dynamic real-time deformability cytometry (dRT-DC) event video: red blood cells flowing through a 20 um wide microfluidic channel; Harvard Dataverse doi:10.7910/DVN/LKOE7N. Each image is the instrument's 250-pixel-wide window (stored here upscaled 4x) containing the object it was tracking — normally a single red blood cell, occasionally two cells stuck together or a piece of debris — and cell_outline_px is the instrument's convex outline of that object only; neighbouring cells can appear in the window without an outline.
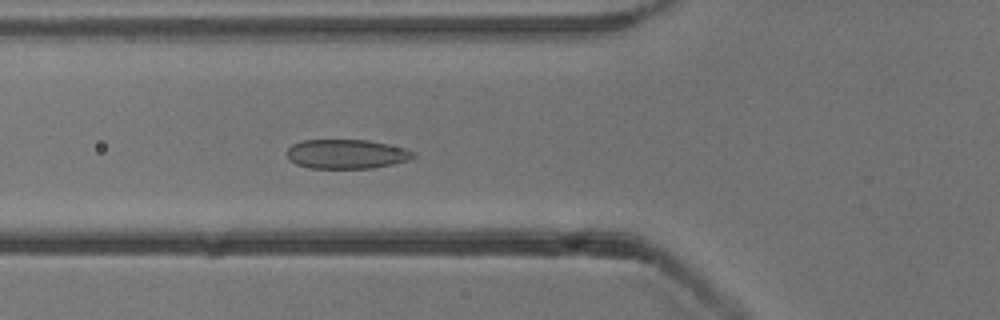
{"species": "common noctule bat (a hibernating species)", "species_latin": "Nyctalus noctula", "temperature_condition": "cold", "stored_images_in_passage": 31, "camera_frame_rate_fps": 3000, "um_per_image_px": 0.085, "animal": {"sex": "male", "body_mass_g": 13.3}, "frame": {"image": 1, "passage_image": 3, "time_ms": 0.667, "image_size_px": [1000, 320], "cell_outline_px": [[416, 156], [408, 160], [392, 164], [372, 168], [308, 168], [296, 164], [288, 160], [288, 148], [292, 144], [300, 140], [368, 140], [388, 144], [404, 148], [416, 152]], "centroid_in_image_um": [29.44, 13.09], "position_along_channel_um": 96.4, "area_um2": 21.68}}
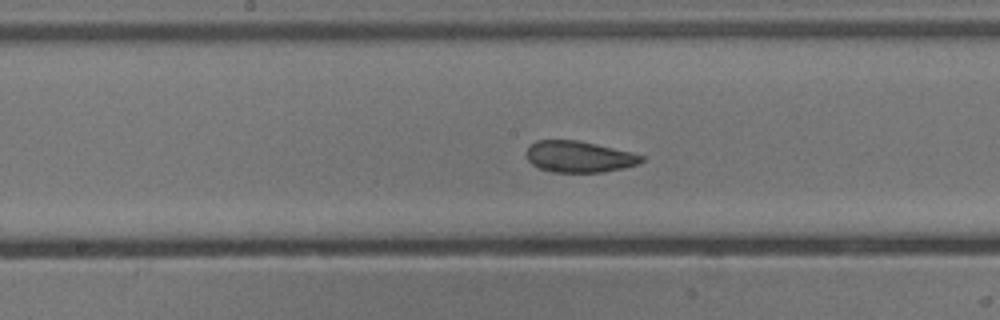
{"frame": {"image": 2, "passage_image": 11, "time_ms": 3.333, "image_size_px": [1000, 320], "cell_outline_px": [[644, 160], [636, 164], [624, 168], [600, 172], [552, 172], [540, 168], [532, 164], [528, 160], [528, 148], [536, 140], [576, 140], [596, 144], [644, 156]], "centroid_in_image_um": [49.2, 13.32], "position_along_channel_um": 199.0, "area_um2": 20.58}}
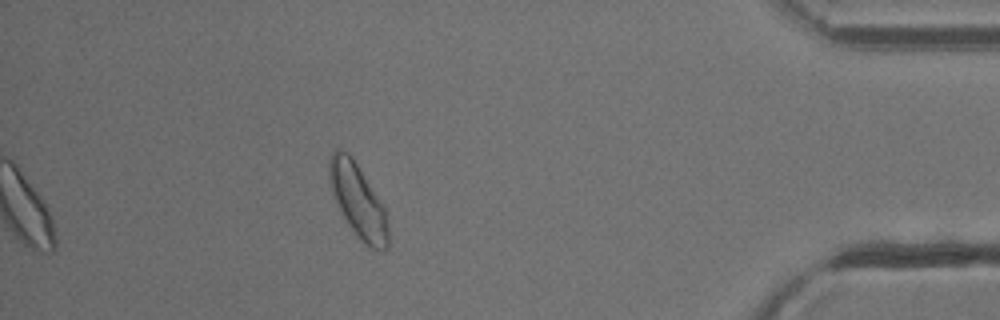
{"frame": {"image": 3, "passage_image": 31, "time_ms": 10.0, "image_size_px": [1000, 320], "cell_outline_px": [[388, 248], [368, 248], [360, 240], [348, 224], [332, 192], [328, 180], [328, 160], [332, 148], [336, 148], [348, 152], [352, 156], [384, 204], [388, 228]], "centroid_in_image_um": [30.41, 16.99], "position_along_channel_um": 404.8, "area_um2": 25.43}, "authors_computed_cell_mechanics": {"area_um2": 21.5016, "velocity_mm_per_s": 3.8176, "shape_relaxation_time_tau1_ms": 3.4048, "shape_relaxation_time_tau2_ms": 2.1268, "deformation_change_tau1": 0.0819, "deformation_change_tau2": 0.0681}}